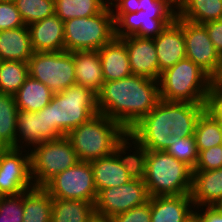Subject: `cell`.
Returning <instances> with one entry per match:
<instances>
[{
  "instance_id": "6da1fadb",
  "label": "cell",
  "mask_w": 222,
  "mask_h": 222,
  "mask_svg": "<svg viewBox=\"0 0 222 222\" xmlns=\"http://www.w3.org/2000/svg\"><path fill=\"white\" fill-rule=\"evenodd\" d=\"M159 100L157 80L132 74L104 82L97 93V108L100 114L115 120L128 132L155 108Z\"/></svg>"
},
{
  "instance_id": "7a4b0ae2",
  "label": "cell",
  "mask_w": 222,
  "mask_h": 222,
  "mask_svg": "<svg viewBox=\"0 0 222 222\" xmlns=\"http://www.w3.org/2000/svg\"><path fill=\"white\" fill-rule=\"evenodd\" d=\"M97 113V94L74 84L54 93L46 105L47 128H52L60 137L66 136Z\"/></svg>"
},
{
  "instance_id": "3957f363",
  "label": "cell",
  "mask_w": 222,
  "mask_h": 222,
  "mask_svg": "<svg viewBox=\"0 0 222 222\" xmlns=\"http://www.w3.org/2000/svg\"><path fill=\"white\" fill-rule=\"evenodd\" d=\"M126 133L115 120L97 113L66 136L71 141L79 161L91 162L113 154L117 142Z\"/></svg>"
},
{
  "instance_id": "277c9868",
  "label": "cell",
  "mask_w": 222,
  "mask_h": 222,
  "mask_svg": "<svg viewBox=\"0 0 222 222\" xmlns=\"http://www.w3.org/2000/svg\"><path fill=\"white\" fill-rule=\"evenodd\" d=\"M212 78L190 59L163 71L158 80L160 99L205 104Z\"/></svg>"
},
{
  "instance_id": "5b68a950",
  "label": "cell",
  "mask_w": 222,
  "mask_h": 222,
  "mask_svg": "<svg viewBox=\"0 0 222 222\" xmlns=\"http://www.w3.org/2000/svg\"><path fill=\"white\" fill-rule=\"evenodd\" d=\"M144 183L150 197L190 194L192 169L166 151L148 150Z\"/></svg>"
},
{
  "instance_id": "8992f818",
  "label": "cell",
  "mask_w": 222,
  "mask_h": 222,
  "mask_svg": "<svg viewBox=\"0 0 222 222\" xmlns=\"http://www.w3.org/2000/svg\"><path fill=\"white\" fill-rule=\"evenodd\" d=\"M115 38L114 9L107 5L100 13L64 21L65 51H98Z\"/></svg>"
},
{
  "instance_id": "52a82bcc",
  "label": "cell",
  "mask_w": 222,
  "mask_h": 222,
  "mask_svg": "<svg viewBox=\"0 0 222 222\" xmlns=\"http://www.w3.org/2000/svg\"><path fill=\"white\" fill-rule=\"evenodd\" d=\"M32 149L30 151V165L35 187H43L54 176L79 161L67 136L45 141Z\"/></svg>"
},
{
  "instance_id": "ba28073f",
  "label": "cell",
  "mask_w": 222,
  "mask_h": 222,
  "mask_svg": "<svg viewBox=\"0 0 222 222\" xmlns=\"http://www.w3.org/2000/svg\"><path fill=\"white\" fill-rule=\"evenodd\" d=\"M28 66L29 75L54 93L76 84L73 52H34Z\"/></svg>"
},
{
  "instance_id": "9c48e42d",
  "label": "cell",
  "mask_w": 222,
  "mask_h": 222,
  "mask_svg": "<svg viewBox=\"0 0 222 222\" xmlns=\"http://www.w3.org/2000/svg\"><path fill=\"white\" fill-rule=\"evenodd\" d=\"M115 38L137 36L154 39L167 25L171 24L177 13L134 12L122 0L114 3ZM119 24V25H118Z\"/></svg>"
},
{
  "instance_id": "30bf717a",
  "label": "cell",
  "mask_w": 222,
  "mask_h": 222,
  "mask_svg": "<svg viewBox=\"0 0 222 222\" xmlns=\"http://www.w3.org/2000/svg\"><path fill=\"white\" fill-rule=\"evenodd\" d=\"M52 198L74 199L95 204L97 189L90 162L78 161L42 187Z\"/></svg>"
},
{
  "instance_id": "8fae6325",
  "label": "cell",
  "mask_w": 222,
  "mask_h": 222,
  "mask_svg": "<svg viewBox=\"0 0 222 222\" xmlns=\"http://www.w3.org/2000/svg\"><path fill=\"white\" fill-rule=\"evenodd\" d=\"M175 21L183 29L186 58L203 69L212 79H216L222 70V57L210 40L206 27L181 19L178 15Z\"/></svg>"
},
{
  "instance_id": "7c38bea8",
  "label": "cell",
  "mask_w": 222,
  "mask_h": 222,
  "mask_svg": "<svg viewBox=\"0 0 222 222\" xmlns=\"http://www.w3.org/2000/svg\"><path fill=\"white\" fill-rule=\"evenodd\" d=\"M147 187L142 180L132 179L118 187L100 190L95 201V214L112 218L149 201Z\"/></svg>"
},
{
  "instance_id": "4fadbf2b",
  "label": "cell",
  "mask_w": 222,
  "mask_h": 222,
  "mask_svg": "<svg viewBox=\"0 0 222 222\" xmlns=\"http://www.w3.org/2000/svg\"><path fill=\"white\" fill-rule=\"evenodd\" d=\"M18 148H6L0 151V194L18 195L33 189L31 177L30 153L23 156Z\"/></svg>"
},
{
  "instance_id": "5bb4252c",
  "label": "cell",
  "mask_w": 222,
  "mask_h": 222,
  "mask_svg": "<svg viewBox=\"0 0 222 222\" xmlns=\"http://www.w3.org/2000/svg\"><path fill=\"white\" fill-rule=\"evenodd\" d=\"M169 101L159 100L155 108L128 132L147 150L166 151L170 146Z\"/></svg>"
},
{
  "instance_id": "9a60e30c",
  "label": "cell",
  "mask_w": 222,
  "mask_h": 222,
  "mask_svg": "<svg viewBox=\"0 0 222 222\" xmlns=\"http://www.w3.org/2000/svg\"><path fill=\"white\" fill-rule=\"evenodd\" d=\"M126 46L132 74L159 80V64L154 39L129 36L120 38Z\"/></svg>"
},
{
  "instance_id": "2e32d148",
  "label": "cell",
  "mask_w": 222,
  "mask_h": 222,
  "mask_svg": "<svg viewBox=\"0 0 222 222\" xmlns=\"http://www.w3.org/2000/svg\"><path fill=\"white\" fill-rule=\"evenodd\" d=\"M16 121V148L18 149L24 147L19 145L21 142L22 144L25 142L27 147L28 145L34 147L60 137L52 128H47L46 106L38 112L18 109Z\"/></svg>"
},
{
  "instance_id": "e0dca14e",
  "label": "cell",
  "mask_w": 222,
  "mask_h": 222,
  "mask_svg": "<svg viewBox=\"0 0 222 222\" xmlns=\"http://www.w3.org/2000/svg\"><path fill=\"white\" fill-rule=\"evenodd\" d=\"M159 64V78L163 71L186 58L185 39L182 27L174 20L154 38Z\"/></svg>"
},
{
  "instance_id": "ac0fdd59",
  "label": "cell",
  "mask_w": 222,
  "mask_h": 222,
  "mask_svg": "<svg viewBox=\"0 0 222 222\" xmlns=\"http://www.w3.org/2000/svg\"><path fill=\"white\" fill-rule=\"evenodd\" d=\"M34 52H60L64 48V22L56 15L28 25Z\"/></svg>"
},
{
  "instance_id": "d6986e66",
  "label": "cell",
  "mask_w": 222,
  "mask_h": 222,
  "mask_svg": "<svg viewBox=\"0 0 222 222\" xmlns=\"http://www.w3.org/2000/svg\"><path fill=\"white\" fill-rule=\"evenodd\" d=\"M190 195L194 207L222 206V168L192 170Z\"/></svg>"
},
{
  "instance_id": "ffe728a7",
  "label": "cell",
  "mask_w": 222,
  "mask_h": 222,
  "mask_svg": "<svg viewBox=\"0 0 222 222\" xmlns=\"http://www.w3.org/2000/svg\"><path fill=\"white\" fill-rule=\"evenodd\" d=\"M149 202L151 222H186L194 214L190 194L152 196L149 198Z\"/></svg>"
},
{
  "instance_id": "44dd1931",
  "label": "cell",
  "mask_w": 222,
  "mask_h": 222,
  "mask_svg": "<svg viewBox=\"0 0 222 222\" xmlns=\"http://www.w3.org/2000/svg\"><path fill=\"white\" fill-rule=\"evenodd\" d=\"M98 51L105 82L120 80L132 75L128 52L121 39L114 38Z\"/></svg>"
},
{
  "instance_id": "7402d4cb",
  "label": "cell",
  "mask_w": 222,
  "mask_h": 222,
  "mask_svg": "<svg viewBox=\"0 0 222 222\" xmlns=\"http://www.w3.org/2000/svg\"><path fill=\"white\" fill-rule=\"evenodd\" d=\"M76 84L98 93L105 82L99 51L73 52Z\"/></svg>"
},
{
  "instance_id": "603a6c76",
  "label": "cell",
  "mask_w": 222,
  "mask_h": 222,
  "mask_svg": "<svg viewBox=\"0 0 222 222\" xmlns=\"http://www.w3.org/2000/svg\"><path fill=\"white\" fill-rule=\"evenodd\" d=\"M34 54L28 26L0 31L1 61L28 62Z\"/></svg>"
},
{
  "instance_id": "cb8c5ba5",
  "label": "cell",
  "mask_w": 222,
  "mask_h": 222,
  "mask_svg": "<svg viewBox=\"0 0 222 222\" xmlns=\"http://www.w3.org/2000/svg\"><path fill=\"white\" fill-rule=\"evenodd\" d=\"M205 111V104L169 101L170 136H194L198 118Z\"/></svg>"
},
{
  "instance_id": "d4e9b609",
  "label": "cell",
  "mask_w": 222,
  "mask_h": 222,
  "mask_svg": "<svg viewBox=\"0 0 222 222\" xmlns=\"http://www.w3.org/2000/svg\"><path fill=\"white\" fill-rule=\"evenodd\" d=\"M97 192L128 183L132 178L113 153L90 162Z\"/></svg>"
},
{
  "instance_id": "484cf974",
  "label": "cell",
  "mask_w": 222,
  "mask_h": 222,
  "mask_svg": "<svg viewBox=\"0 0 222 222\" xmlns=\"http://www.w3.org/2000/svg\"><path fill=\"white\" fill-rule=\"evenodd\" d=\"M131 140L136 152L126 155V151L132 147L128 141ZM119 162L124 166L126 172L132 179L142 180L145 179L146 173V159L148 150L129 132H127L116 144L113 152ZM124 154V155H123ZM124 156V157H123Z\"/></svg>"
},
{
  "instance_id": "4316f807",
  "label": "cell",
  "mask_w": 222,
  "mask_h": 222,
  "mask_svg": "<svg viewBox=\"0 0 222 222\" xmlns=\"http://www.w3.org/2000/svg\"><path fill=\"white\" fill-rule=\"evenodd\" d=\"M177 15L196 24L220 20L222 0H177Z\"/></svg>"
},
{
  "instance_id": "83f0119b",
  "label": "cell",
  "mask_w": 222,
  "mask_h": 222,
  "mask_svg": "<svg viewBox=\"0 0 222 222\" xmlns=\"http://www.w3.org/2000/svg\"><path fill=\"white\" fill-rule=\"evenodd\" d=\"M53 94L46 85L29 75L13 96L18 109L38 112L50 103Z\"/></svg>"
},
{
  "instance_id": "f1b7e54d",
  "label": "cell",
  "mask_w": 222,
  "mask_h": 222,
  "mask_svg": "<svg viewBox=\"0 0 222 222\" xmlns=\"http://www.w3.org/2000/svg\"><path fill=\"white\" fill-rule=\"evenodd\" d=\"M94 214L92 202L52 198L51 222H88Z\"/></svg>"
},
{
  "instance_id": "f546056e",
  "label": "cell",
  "mask_w": 222,
  "mask_h": 222,
  "mask_svg": "<svg viewBox=\"0 0 222 222\" xmlns=\"http://www.w3.org/2000/svg\"><path fill=\"white\" fill-rule=\"evenodd\" d=\"M22 222H51L52 197L42 188L34 187L23 193Z\"/></svg>"
},
{
  "instance_id": "4dcf8cb0",
  "label": "cell",
  "mask_w": 222,
  "mask_h": 222,
  "mask_svg": "<svg viewBox=\"0 0 222 222\" xmlns=\"http://www.w3.org/2000/svg\"><path fill=\"white\" fill-rule=\"evenodd\" d=\"M17 105L13 95L0 93V147L16 148Z\"/></svg>"
},
{
  "instance_id": "1f68e13d",
  "label": "cell",
  "mask_w": 222,
  "mask_h": 222,
  "mask_svg": "<svg viewBox=\"0 0 222 222\" xmlns=\"http://www.w3.org/2000/svg\"><path fill=\"white\" fill-rule=\"evenodd\" d=\"M54 4L55 14L63 22L94 16L108 5L104 0H54Z\"/></svg>"
},
{
  "instance_id": "d6a6232c",
  "label": "cell",
  "mask_w": 222,
  "mask_h": 222,
  "mask_svg": "<svg viewBox=\"0 0 222 222\" xmlns=\"http://www.w3.org/2000/svg\"><path fill=\"white\" fill-rule=\"evenodd\" d=\"M194 136L199 153L202 150L222 145V125L204 111L197 120Z\"/></svg>"
},
{
  "instance_id": "836d02e7",
  "label": "cell",
  "mask_w": 222,
  "mask_h": 222,
  "mask_svg": "<svg viewBox=\"0 0 222 222\" xmlns=\"http://www.w3.org/2000/svg\"><path fill=\"white\" fill-rule=\"evenodd\" d=\"M29 76L28 62L1 61L0 93L14 95Z\"/></svg>"
},
{
  "instance_id": "e575fe53",
  "label": "cell",
  "mask_w": 222,
  "mask_h": 222,
  "mask_svg": "<svg viewBox=\"0 0 222 222\" xmlns=\"http://www.w3.org/2000/svg\"><path fill=\"white\" fill-rule=\"evenodd\" d=\"M14 3L27 26L55 14L54 0H15Z\"/></svg>"
},
{
  "instance_id": "d590c367",
  "label": "cell",
  "mask_w": 222,
  "mask_h": 222,
  "mask_svg": "<svg viewBox=\"0 0 222 222\" xmlns=\"http://www.w3.org/2000/svg\"><path fill=\"white\" fill-rule=\"evenodd\" d=\"M166 152L179 161L184 162L192 170L197 165L199 152L196 146L195 136L178 138L172 135L170 146Z\"/></svg>"
},
{
  "instance_id": "8d00e7d4",
  "label": "cell",
  "mask_w": 222,
  "mask_h": 222,
  "mask_svg": "<svg viewBox=\"0 0 222 222\" xmlns=\"http://www.w3.org/2000/svg\"><path fill=\"white\" fill-rule=\"evenodd\" d=\"M23 193L0 197V222H22Z\"/></svg>"
},
{
  "instance_id": "74e56055",
  "label": "cell",
  "mask_w": 222,
  "mask_h": 222,
  "mask_svg": "<svg viewBox=\"0 0 222 222\" xmlns=\"http://www.w3.org/2000/svg\"><path fill=\"white\" fill-rule=\"evenodd\" d=\"M134 12L177 13V0H122ZM175 6V7H174Z\"/></svg>"
},
{
  "instance_id": "f35d334b",
  "label": "cell",
  "mask_w": 222,
  "mask_h": 222,
  "mask_svg": "<svg viewBox=\"0 0 222 222\" xmlns=\"http://www.w3.org/2000/svg\"><path fill=\"white\" fill-rule=\"evenodd\" d=\"M25 26L14 1L0 0V31Z\"/></svg>"
},
{
  "instance_id": "ab89813d",
  "label": "cell",
  "mask_w": 222,
  "mask_h": 222,
  "mask_svg": "<svg viewBox=\"0 0 222 222\" xmlns=\"http://www.w3.org/2000/svg\"><path fill=\"white\" fill-rule=\"evenodd\" d=\"M205 111L222 125V84L217 79L210 82Z\"/></svg>"
},
{
  "instance_id": "60d3db41",
  "label": "cell",
  "mask_w": 222,
  "mask_h": 222,
  "mask_svg": "<svg viewBox=\"0 0 222 222\" xmlns=\"http://www.w3.org/2000/svg\"><path fill=\"white\" fill-rule=\"evenodd\" d=\"M222 168V145H217L199 153L194 170H213Z\"/></svg>"
},
{
  "instance_id": "b9f144b4",
  "label": "cell",
  "mask_w": 222,
  "mask_h": 222,
  "mask_svg": "<svg viewBox=\"0 0 222 222\" xmlns=\"http://www.w3.org/2000/svg\"><path fill=\"white\" fill-rule=\"evenodd\" d=\"M111 220L112 222H151L150 202L114 215Z\"/></svg>"
},
{
  "instance_id": "7bdbcfd3",
  "label": "cell",
  "mask_w": 222,
  "mask_h": 222,
  "mask_svg": "<svg viewBox=\"0 0 222 222\" xmlns=\"http://www.w3.org/2000/svg\"><path fill=\"white\" fill-rule=\"evenodd\" d=\"M216 51L222 57V19L209 21L203 24Z\"/></svg>"
},
{
  "instance_id": "ee69618b",
  "label": "cell",
  "mask_w": 222,
  "mask_h": 222,
  "mask_svg": "<svg viewBox=\"0 0 222 222\" xmlns=\"http://www.w3.org/2000/svg\"><path fill=\"white\" fill-rule=\"evenodd\" d=\"M203 207H206L205 209ZM202 208L205 210L203 213L195 210L194 214L199 219L200 222H222V206H198L193 207V209Z\"/></svg>"
},
{
  "instance_id": "f6af8a7d",
  "label": "cell",
  "mask_w": 222,
  "mask_h": 222,
  "mask_svg": "<svg viewBox=\"0 0 222 222\" xmlns=\"http://www.w3.org/2000/svg\"><path fill=\"white\" fill-rule=\"evenodd\" d=\"M88 222H112L110 217L94 214Z\"/></svg>"
},
{
  "instance_id": "bcb514c9",
  "label": "cell",
  "mask_w": 222,
  "mask_h": 222,
  "mask_svg": "<svg viewBox=\"0 0 222 222\" xmlns=\"http://www.w3.org/2000/svg\"><path fill=\"white\" fill-rule=\"evenodd\" d=\"M186 222H200L199 219L193 214Z\"/></svg>"
},
{
  "instance_id": "7dc6e473",
  "label": "cell",
  "mask_w": 222,
  "mask_h": 222,
  "mask_svg": "<svg viewBox=\"0 0 222 222\" xmlns=\"http://www.w3.org/2000/svg\"><path fill=\"white\" fill-rule=\"evenodd\" d=\"M106 2V0H104ZM118 0H107L108 5H113L114 2H117Z\"/></svg>"
},
{
  "instance_id": "c3c4849f",
  "label": "cell",
  "mask_w": 222,
  "mask_h": 222,
  "mask_svg": "<svg viewBox=\"0 0 222 222\" xmlns=\"http://www.w3.org/2000/svg\"><path fill=\"white\" fill-rule=\"evenodd\" d=\"M216 79L222 84V70Z\"/></svg>"
}]
</instances>
